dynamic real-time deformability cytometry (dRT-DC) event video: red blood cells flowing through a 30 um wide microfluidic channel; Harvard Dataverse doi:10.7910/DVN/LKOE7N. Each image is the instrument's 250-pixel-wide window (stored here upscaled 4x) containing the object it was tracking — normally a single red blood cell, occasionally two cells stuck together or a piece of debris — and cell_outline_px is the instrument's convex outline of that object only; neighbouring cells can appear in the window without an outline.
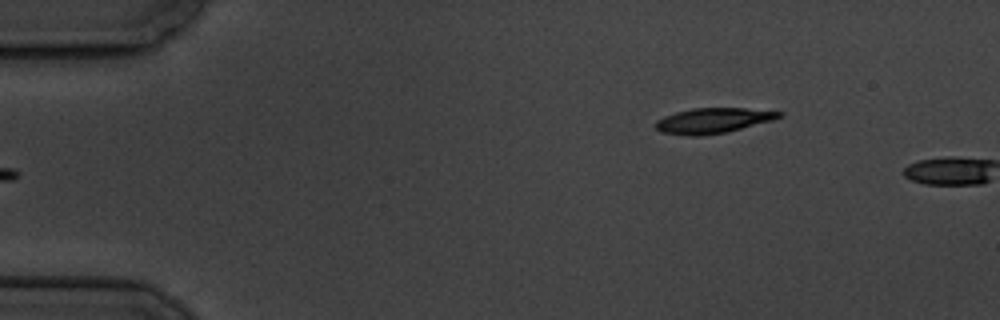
{"species": "common noctule bat (a hibernating species)", "species_latin": "Nyctalus noctula", "temperature_condition": "cold", "stored_images_in_passage": 5, "camera_frame_rate_fps": 3000, "um_per_image_px": 0.085, "animal": {"sex": "male", "body_mass_g": 19.5, "forearm_length_mm": 54.6}, "frame": {"image": 1, "passage_image": 5, "time_ms": 5.333, "image_size_px": [1000, 320], "cell_outline_px": [[784, 116], [772, 120], [728, 132], [700, 136], [688, 136], [660, 132], [656, 128], [656, 120], [664, 116], [676, 112], [692, 108], [744, 108], [784, 112]], "centroid_in_image_um": [60.61, 10.25], "position_along_channel_um": 24.4, "area_um2": 18.26}}